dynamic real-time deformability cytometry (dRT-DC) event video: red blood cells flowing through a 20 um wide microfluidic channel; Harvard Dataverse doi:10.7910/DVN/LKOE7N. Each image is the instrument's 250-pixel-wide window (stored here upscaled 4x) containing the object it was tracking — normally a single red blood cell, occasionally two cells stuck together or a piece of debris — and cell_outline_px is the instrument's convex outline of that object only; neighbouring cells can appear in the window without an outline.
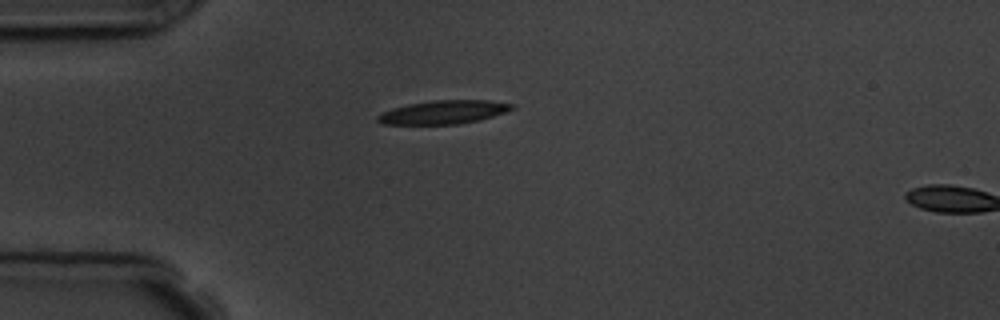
{"species": "common noctule bat (a hibernating species)", "species_latin": "Nyctalus noctula", "temperature_condition": "room temperature", "stored_images_in_passage": 2, "camera_frame_rate_fps": 3000, "um_per_image_px": 0.085, "animal": {"sex": "male", "body_mass_g": 19.5, "forearm_length_mm": 54.6}, "frame": {"image": 1, "passage_image": 1, "time_ms": 0.0, "image_size_px": [1000, 320], "cell_outline_px": [[516, 104], [512, 108], [504, 112], [480, 120], [456, 124], [380, 124], [376, 120], [376, 116], [392, 108], [408, 104], [432, 100], [488, 100]], "centroid_in_image_um": [37.67, 9.53], "position_along_channel_um": 47.3, "area_um2": 18.32}}